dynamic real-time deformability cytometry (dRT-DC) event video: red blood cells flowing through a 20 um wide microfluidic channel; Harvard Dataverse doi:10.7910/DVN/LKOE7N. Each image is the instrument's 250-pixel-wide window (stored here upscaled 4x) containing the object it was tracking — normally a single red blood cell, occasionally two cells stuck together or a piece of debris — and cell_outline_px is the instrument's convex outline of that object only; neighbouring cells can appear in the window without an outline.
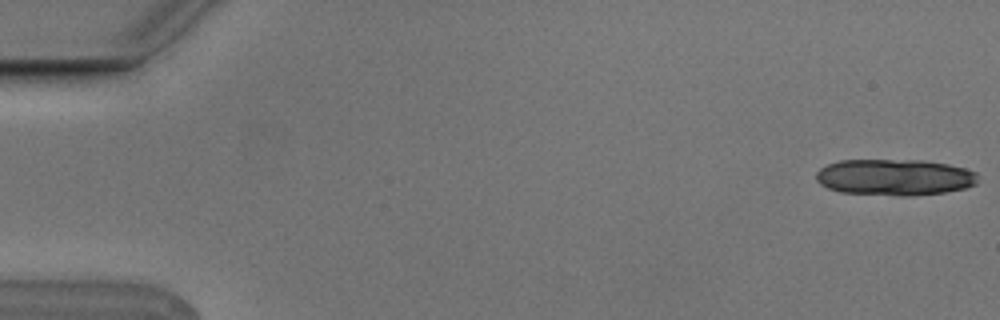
{"species": "Egyptian fruit bat (a non-hibernating species)", "species_latin": "Rousettus aegyptiacus", "temperature_condition": "cold", "stored_images_in_passage": 5, "camera_frame_rate_fps": 3000, "um_per_image_px": 0.085, "animal": {"sex": "male"}, "frame": {"image": 1, "passage_image": 1, "time_ms": 0.0, "image_size_px": [1000, 320], "cell_outline_px": [[976, 184], [968, 188], [944, 192], [908, 196], [900, 196], [840, 192], [828, 188], [820, 184], [816, 180], [816, 172], [820, 168], [828, 164], [840, 160], [924, 160], [948, 164], [964, 168], [976, 172]], "centroid_in_image_um": [76.03, 15.06], "position_along_channel_um": 9.0, "area_um2": 34.39}}